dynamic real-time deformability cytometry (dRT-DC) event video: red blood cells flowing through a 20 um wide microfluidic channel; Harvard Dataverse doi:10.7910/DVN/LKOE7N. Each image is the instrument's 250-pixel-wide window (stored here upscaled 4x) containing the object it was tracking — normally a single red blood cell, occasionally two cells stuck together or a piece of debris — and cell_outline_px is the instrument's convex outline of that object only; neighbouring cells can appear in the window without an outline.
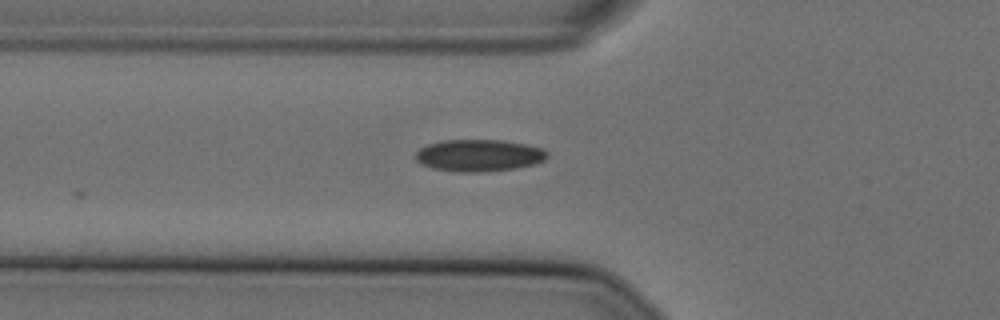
{"species": "Egyptian fruit bat (a non-hibernating species)", "species_latin": "Rousettus aegyptiacus", "temperature_condition": "cold", "stored_images_in_passage": 6, "camera_frame_rate_fps": 3000, "um_per_image_px": 0.085, "animal": {"sex": "female"}, "frame": {"image": 1, "passage_image": 2, "time_ms": 0.333, "image_size_px": [1000, 320], "cell_outline_px": [[548, 156], [544, 160], [532, 164], [516, 168], [484, 172], [456, 172], [432, 168], [420, 164], [416, 160], [416, 152], [420, 148], [428, 144], [444, 140], [500, 140], [524, 144], [544, 148], [548, 152]], "centroid_in_image_um": [40.7, 13.21], "position_along_channel_um": 85.1, "area_um2": 24.57}}
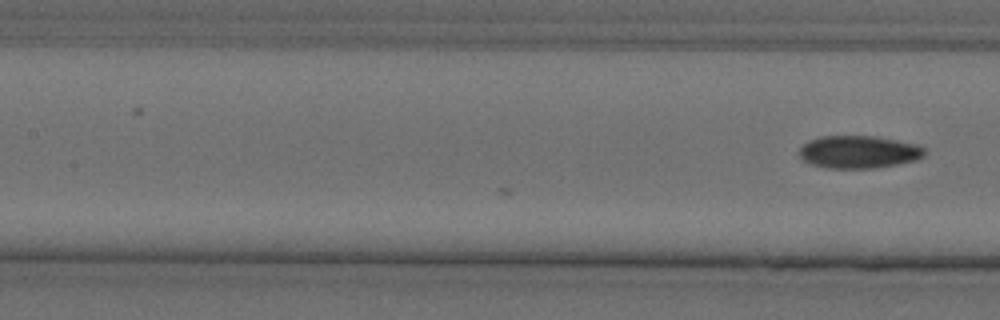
{"frame": {"image": 2, "passage_image": 6, "time_ms": 1.667, "image_size_px": [1000, 320], "cell_outline_px": [[928, 152], [924, 156], [916, 160], [896, 164], [872, 168], [828, 168], [812, 164], [804, 160], [800, 156], [800, 148], [804, 144], [820, 136], [876, 136], [920, 144]], "centroid_in_image_um": [73.06, 12.91], "position_along_channel_um": 134.3, "area_um2": 23.81}}